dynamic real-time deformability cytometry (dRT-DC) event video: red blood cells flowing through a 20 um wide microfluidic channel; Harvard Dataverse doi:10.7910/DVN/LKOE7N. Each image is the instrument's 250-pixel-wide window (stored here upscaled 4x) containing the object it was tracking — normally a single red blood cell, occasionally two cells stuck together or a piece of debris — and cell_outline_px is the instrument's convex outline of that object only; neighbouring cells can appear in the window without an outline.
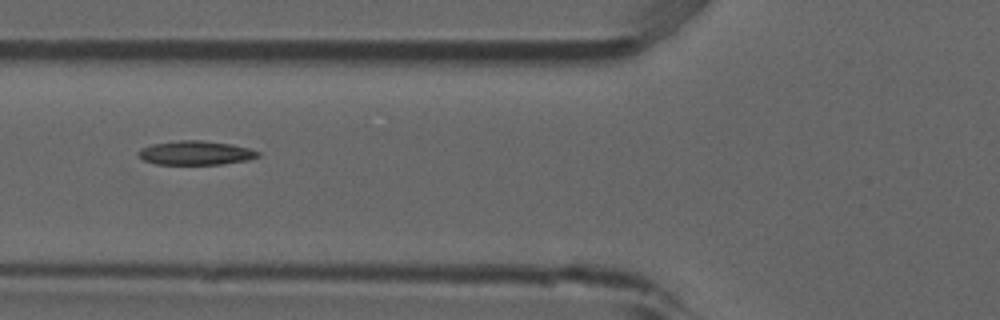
{"species": "common noctule bat (a hibernating species)", "species_latin": "Nyctalus noctula", "temperature_condition": "room temperature", "stored_images_in_passage": 5, "camera_frame_rate_fps": 3000, "um_per_image_px": 0.085, "animal": {"sex": "male", "forearm_length_mm": 52.5}, "frame": {"image": 1, "passage_image": 3, "time_ms": 0.667, "image_size_px": [1000, 320], "cell_outline_px": [[260, 156], [248, 160], [220, 164], [156, 164], [144, 160], [136, 152], [140, 148], [152, 144], [180, 140], [200, 140], [232, 144], [248, 148], [260, 152]], "centroid_in_image_um": [16.63, 12.99], "position_along_channel_um": 109.2, "area_um2": 16.7}}
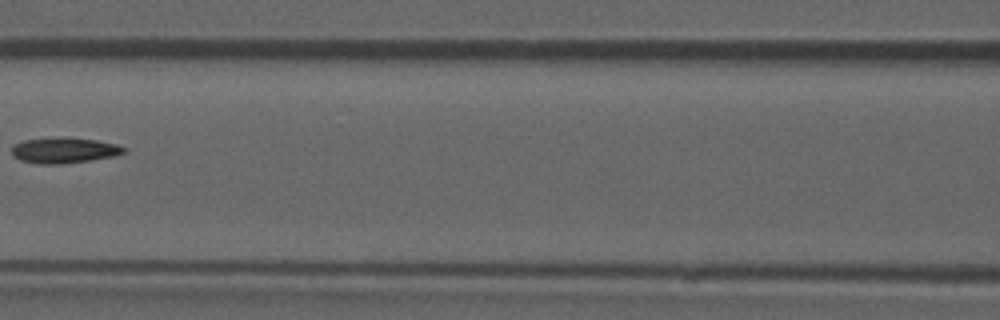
{"frame": {"image": 2, "passage_image": 4, "time_ms": 1.0, "image_size_px": [1000, 320], "cell_outline_px": [[124, 152], [116, 156], [92, 160], [60, 164], [40, 164], [20, 160], [12, 156], [12, 148], [16, 144], [24, 140], [96, 140], [116, 144], [124, 148]], "centroid_in_image_um": [5.46, 12.84], "position_along_channel_um": 161.1, "area_um2": 15.78}}